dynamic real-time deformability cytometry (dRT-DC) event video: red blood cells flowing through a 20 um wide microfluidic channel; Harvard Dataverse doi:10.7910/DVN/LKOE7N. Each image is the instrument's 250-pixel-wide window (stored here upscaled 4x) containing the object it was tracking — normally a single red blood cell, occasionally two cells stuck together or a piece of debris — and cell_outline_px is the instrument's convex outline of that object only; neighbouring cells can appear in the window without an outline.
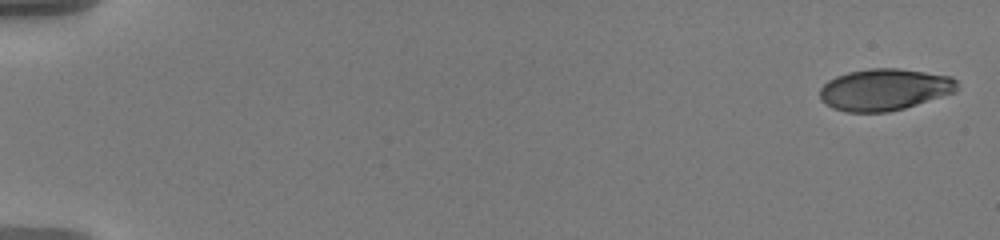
{"species": "human", "species_latin": "Homo sapiens", "temperature_condition": "warm", "stored_images_in_passage": 10, "camera_frame_rate_fps": 3000, "um_per_image_px": 0.085, "donor": {"sex": "male"}, "frame": {"image": 1, "passage_image": 1, "time_ms": 0.0, "image_size_px": [1000, 240], "cell_outline_px": [[960, 88], [956, 92], [904, 108], [888, 112], [848, 112], [832, 108], [824, 104], [820, 100], [820, 88], [828, 80], [836, 76], [848, 72], [868, 68], [900, 68], [952, 76], [956, 80]], "centroid_in_image_um": [75.18, 7.61], "position_along_channel_um": 9.8, "area_um2": 33.7}}
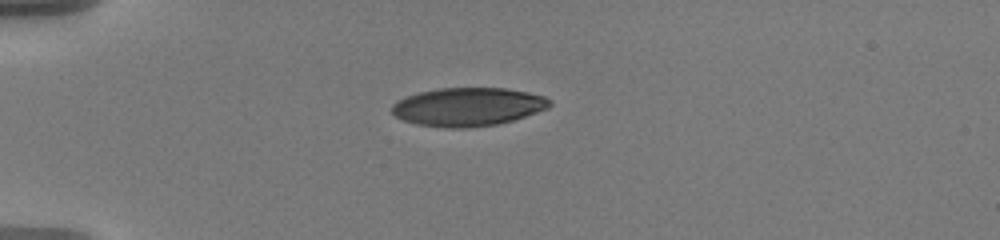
{"frame": {"image": 2, "passage_image": 7, "time_ms": 5.0, "image_size_px": [1000, 240], "cell_outline_px": [[552, 104], [548, 108], [512, 120], [496, 124], [468, 128], [448, 128], [416, 124], [404, 120], [396, 116], [392, 112], [392, 104], [396, 100], [404, 96], [420, 92], [440, 88], [508, 88], [528, 92], [544, 96]], "centroid_in_image_um": [39.74, 9.07], "position_along_channel_um": 45.3, "area_um2": 35.26}}
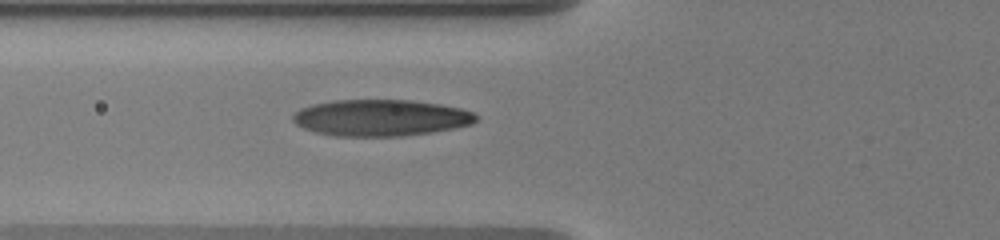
{"frame": {"image": 3, "passage_image": 10, "time_ms": 7.333, "image_size_px": [1000, 240], "cell_outline_px": [[476, 120], [472, 124], [432, 132], [404, 136], [336, 136], [316, 132], [304, 128], [296, 124], [292, 120], [292, 116], [300, 108], [312, 104], [332, 100], [412, 100], [440, 104], [460, 108], [472, 112], [476, 116]], "centroid_in_image_um": [32.34, 10.01], "position_along_channel_um": 93.5, "area_um2": 38.9}}